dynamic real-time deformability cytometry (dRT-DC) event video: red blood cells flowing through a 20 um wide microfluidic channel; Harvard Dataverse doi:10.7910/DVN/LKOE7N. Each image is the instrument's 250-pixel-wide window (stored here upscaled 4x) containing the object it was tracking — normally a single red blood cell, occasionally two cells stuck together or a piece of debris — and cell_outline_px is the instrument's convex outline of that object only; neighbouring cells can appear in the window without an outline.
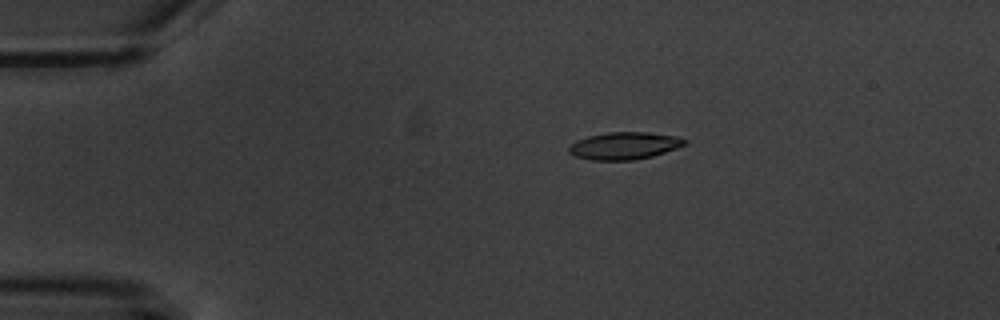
{"species": "common noctule bat (a hibernating species)", "species_latin": "Nyctalus noctula", "temperature_condition": "warm", "stored_images_in_passage": 5, "camera_frame_rate_fps": 3000, "um_per_image_px": 0.085, "animal": {"sex": "male", "body_mass_g": 20.1, "forearm_length_mm": 53.5}, "frame": {"image": 1, "passage_image": 2, "time_ms": 1.333, "image_size_px": [1000, 320], "cell_outline_px": [[688, 144], [652, 156], [632, 160], [592, 160], [576, 156], [568, 152], [568, 148], [576, 140], [588, 136], [608, 132], [648, 132], [676, 136], [688, 140]], "centroid_in_image_um": [53.08, 12.38], "position_along_channel_um": 31.9, "area_um2": 18.38}}
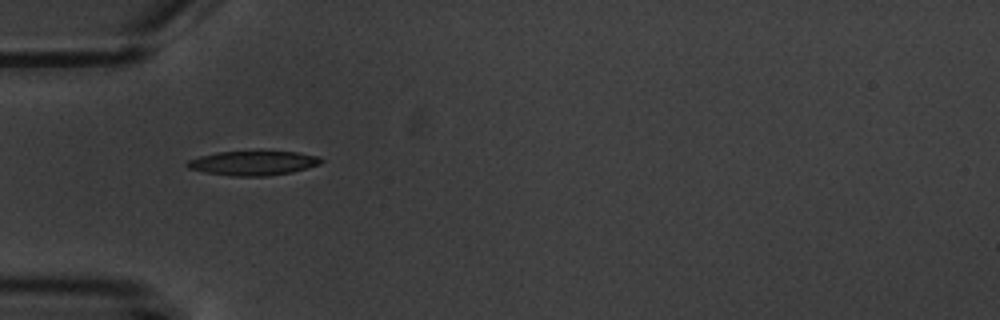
{"frame": {"image": 2, "passage_image": 4, "time_ms": 3.667, "image_size_px": [1000, 320], "cell_outline_px": [[324, 160], [320, 164], [292, 172], [268, 176], [232, 176], [208, 172], [188, 168], [184, 164], [188, 160], [200, 156], [216, 152], [260, 148], [296, 152], [316, 156]], "centroid_in_image_um": [21.52, 13.8], "position_along_channel_um": 63.5, "area_um2": 19.88}}